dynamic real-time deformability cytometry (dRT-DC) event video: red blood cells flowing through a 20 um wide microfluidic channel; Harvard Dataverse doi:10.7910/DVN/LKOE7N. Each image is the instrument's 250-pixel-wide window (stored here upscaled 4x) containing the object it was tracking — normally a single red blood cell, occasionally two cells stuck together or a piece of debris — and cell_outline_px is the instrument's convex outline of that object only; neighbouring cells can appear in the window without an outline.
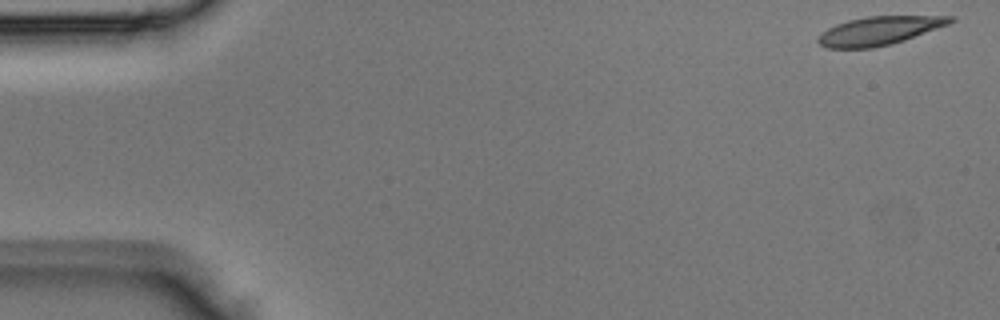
{"species": "Egyptian fruit bat (a non-hibernating species)", "species_latin": "Rousettus aegyptiacus", "temperature_condition": "room temperature", "stored_images_in_passage": 4, "camera_frame_rate_fps": 3000, "um_per_image_px": 0.085, "animal": {"sex": "male"}, "frame": {"image": 1, "passage_image": 1, "time_ms": 0.0, "image_size_px": [1000, 320], "cell_outline_px": [[956, 20], [948, 24], [904, 40], [892, 44], [872, 48], [828, 48], [820, 44], [816, 40], [828, 28], [836, 24], [848, 20], [868, 16], [956, 16]], "centroid_in_image_um": [74.75, 2.61], "position_along_channel_um": 10.3, "area_um2": 21.73}}